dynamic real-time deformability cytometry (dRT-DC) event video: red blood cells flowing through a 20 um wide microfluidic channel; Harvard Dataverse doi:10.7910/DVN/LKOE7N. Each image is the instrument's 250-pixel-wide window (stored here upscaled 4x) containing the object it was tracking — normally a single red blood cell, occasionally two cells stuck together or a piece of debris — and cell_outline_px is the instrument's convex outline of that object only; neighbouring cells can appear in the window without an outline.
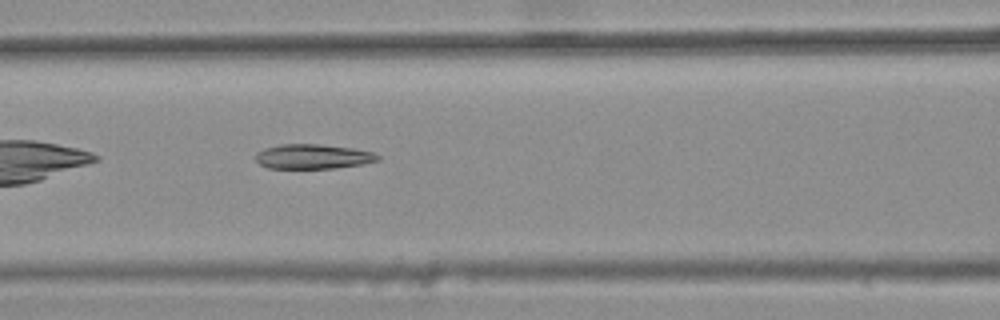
{"species": "common noctule bat (a hibernating species)", "species_latin": "Nyctalus noctula", "temperature_condition": "warm", "stored_images_in_passage": 30, "camera_frame_rate_fps": 3000, "um_per_image_px": 0.085, "animal": {"sex": "female", "body_mass_g": 25.1}, "frame": {"image": 1, "passage_image": 8, "time_ms": 2.333, "image_size_px": [1000, 320], "cell_outline_px": [[380, 160], [360, 164], [332, 168], [268, 168], [260, 164], [256, 160], [256, 152], [264, 148], [280, 144], [316, 144], [352, 148], [376, 152], [380, 156]], "centroid_in_image_um": [26.6, 13.3], "position_along_channel_um": 140.0, "area_um2": 17.51}}
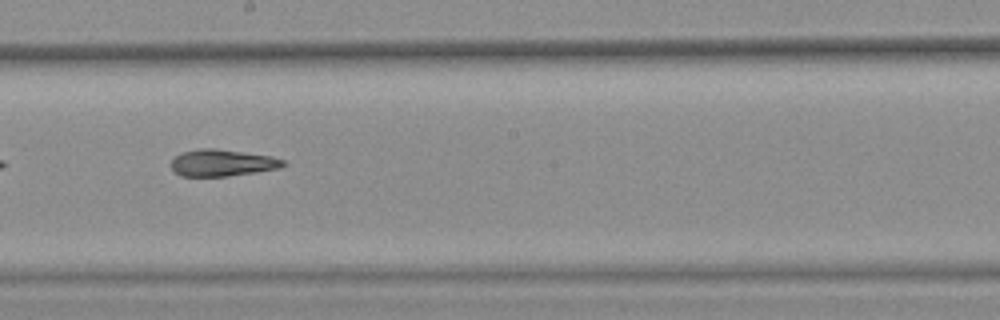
{"frame": {"image": 2, "passage_image": 15, "time_ms": 4.667, "image_size_px": [1000, 320], "cell_outline_px": [[288, 164], [280, 168], [256, 172], [228, 176], [180, 176], [172, 168], [172, 160], [180, 152], [200, 148], [216, 148], [272, 156], [284, 160]], "centroid_in_image_um": [18.92, 13.83], "position_along_channel_um": 229.3, "area_um2": 17.57}}
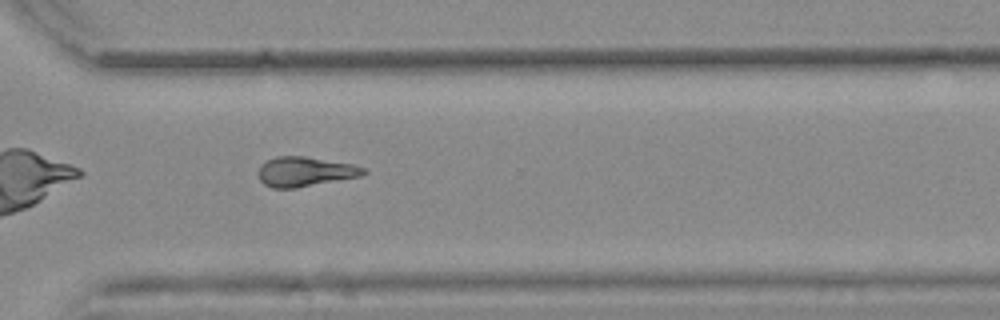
{"frame": {"image": 3, "passage_image": 24, "time_ms": 7.667, "image_size_px": [1000, 320], "cell_outline_px": [[368, 172], [360, 176], [296, 188], [272, 188], [264, 184], [260, 180], [256, 172], [260, 164], [276, 156], [304, 156], [352, 164], [364, 168]], "centroid_in_image_um": [25.87, 14.59], "position_along_channel_um": 344.7, "area_um2": 18.21}, "authors_computed_cell_mechanics": {"area_um2": 17.9758, "velocity_mm_per_s": 3.8427, "shape_relaxation_time_tau1_ms": null, "shape_relaxation_time_tau2_ms": 4.2903, "deformation_change_tau1": null, "deformation_change_tau2": 0.1342}}